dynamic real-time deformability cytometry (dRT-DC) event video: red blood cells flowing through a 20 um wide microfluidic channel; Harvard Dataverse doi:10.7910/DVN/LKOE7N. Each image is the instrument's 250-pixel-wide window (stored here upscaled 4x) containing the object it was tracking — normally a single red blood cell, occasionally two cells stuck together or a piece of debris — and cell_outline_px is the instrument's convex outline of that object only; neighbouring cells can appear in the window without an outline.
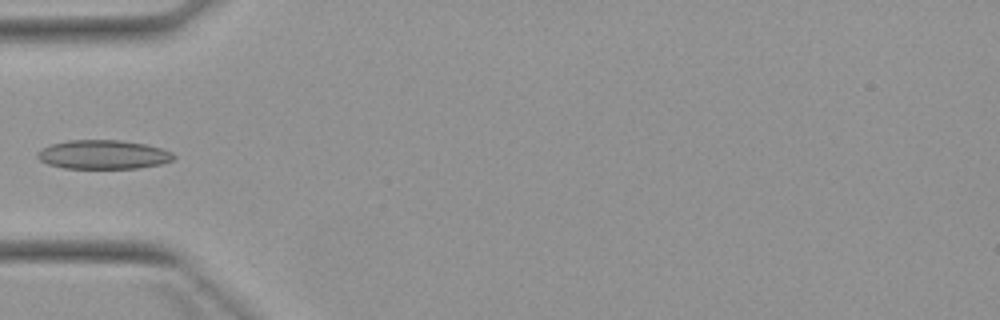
{"species": "Egyptian fruit bat (a non-hibernating species)", "species_latin": "Rousettus aegyptiacus", "temperature_condition": "warm", "stored_images_in_passage": 5, "camera_frame_rate_fps": 3000, "um_per_image_px": 0.085, "animal": {"sex": "female"}, "frame": {"image": 1, "passage_image": 4, "time_ms": 4.667, "image_size_px": [1000, 320], "cell_outline_px": [[176, 156], [172, 160], [160, 164], [140, 168], [64, 168], [48, 164], [40, 160], [36, 156], [36, 152], [40, 148], [52, 144], [68, 140], [120, 140], [148, 144], [172, 152]], "centroid_in_image_um": [8.76, 13.13], "position_along_channel_um": 76.2, "area_um2": 23.12}}
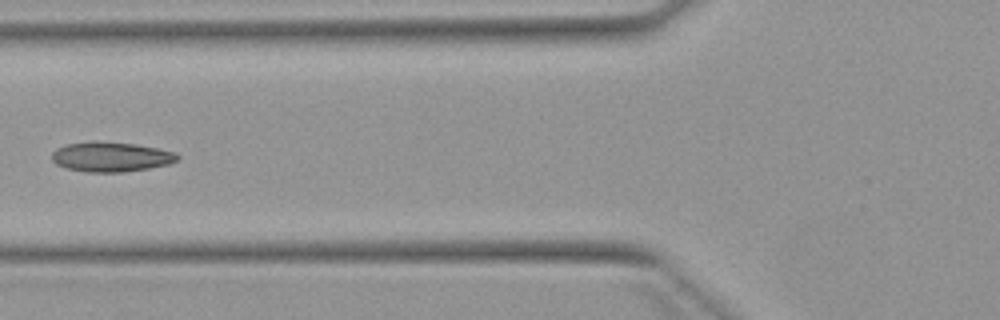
{"frame": {"image": 2, "passage_image": 5, "time_ms": 5.667, "image_size_px": [1000, 320], "cell_outline_px": [[180, 156], [176, 160], [168, 164], [148, 168], [120, 172], [84, 172], [64, 168], [56, 164], [52, 160], [52, 152], [56, 148], [64, 144], [92, 140], [96, 140], [136, 144], [156, 148], [172, 152]], "centroid_in_image_um": [9.34, 13.31], "position_along_channel_um": 116.5, "area_um2": 21.96}}